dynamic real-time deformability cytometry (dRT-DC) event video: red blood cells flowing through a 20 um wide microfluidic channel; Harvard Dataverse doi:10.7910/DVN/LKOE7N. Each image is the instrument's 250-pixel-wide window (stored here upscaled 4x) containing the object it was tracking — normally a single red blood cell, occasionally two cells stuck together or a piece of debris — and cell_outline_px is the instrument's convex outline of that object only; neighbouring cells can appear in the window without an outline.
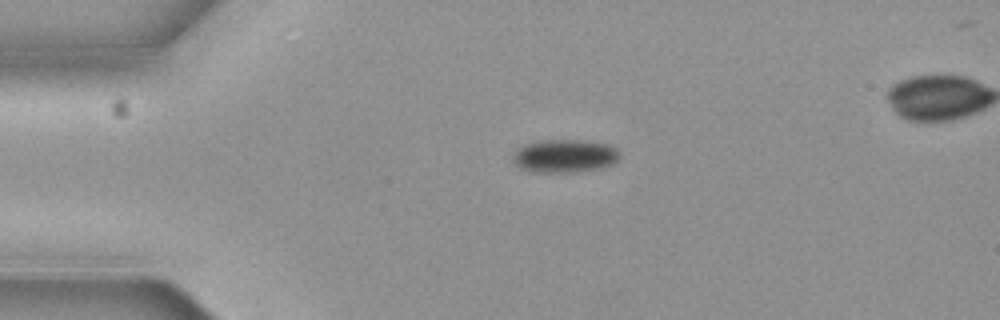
{"species": "common noctule bat (a hibernating species)", "species_latin": "Nyctalus noctula", "temperature_condition": "cold", "stored_images_in_passage": 2, "camera_frame_rate_fps": 3000, "um_per_image_px": 0.085, "animal": {"sex": "female", "body_mass_g": 19.3, "forearm_length_mm": 54.1}, "frame": {"image": 1, "passage_image": 1, "time_ms": 0.0, "image_size_px": [1000, 320], "cell_outline_px": [[620, 156], [612, 164], [600, 168], [576, 172], [532, 172], [520, 168], [512, 160], [512, 156], [524, 144], [548, 140], [580, 140], [608, 144], [616, 148]], "centroid_in_image_um": [48.0, 13.27], "position_along_channel_um": 37.0, "area_um2": 20.46}}